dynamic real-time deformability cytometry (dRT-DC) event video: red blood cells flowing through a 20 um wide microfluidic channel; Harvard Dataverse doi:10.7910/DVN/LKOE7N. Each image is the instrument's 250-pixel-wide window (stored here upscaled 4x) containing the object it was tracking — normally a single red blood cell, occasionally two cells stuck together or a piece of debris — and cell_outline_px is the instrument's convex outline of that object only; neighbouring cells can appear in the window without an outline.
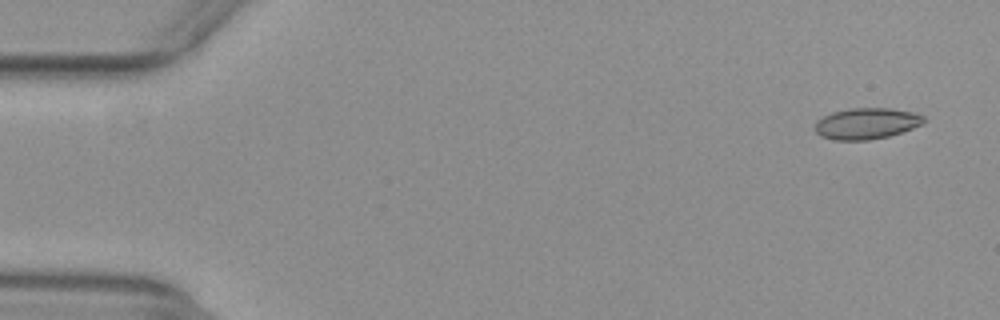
{"species": "common noctule bat (a hibernating species)", "species_latin": "Nyctalus noctula", "temperature_condition": "warm", "stored_images_in_passage": 9, "camera_frame_rate_fps": 3000, "um_per_image_px": 0.085, "animal": {"sex": "female", "body_mass_g": 29.2, "forearm_length_mm": 56.3}, "frame": {"image": 1, "passage_image": 3, "time_ms": 0.667, "image_size_px": [1000, 320], "cell_outline_px": [[924, 120], [920, 124], [912, 128], [888, 136], [868, 140], [836, 140], [820, 136], [812, 128], [816, 120], [832, 112], [848, 108], [892, 108], [916, 112], [924, 116]], "centroid_in_image_um": [73.6, 10.49], "position_along_channel_um": 11.4, "area_um2": 19.88}}